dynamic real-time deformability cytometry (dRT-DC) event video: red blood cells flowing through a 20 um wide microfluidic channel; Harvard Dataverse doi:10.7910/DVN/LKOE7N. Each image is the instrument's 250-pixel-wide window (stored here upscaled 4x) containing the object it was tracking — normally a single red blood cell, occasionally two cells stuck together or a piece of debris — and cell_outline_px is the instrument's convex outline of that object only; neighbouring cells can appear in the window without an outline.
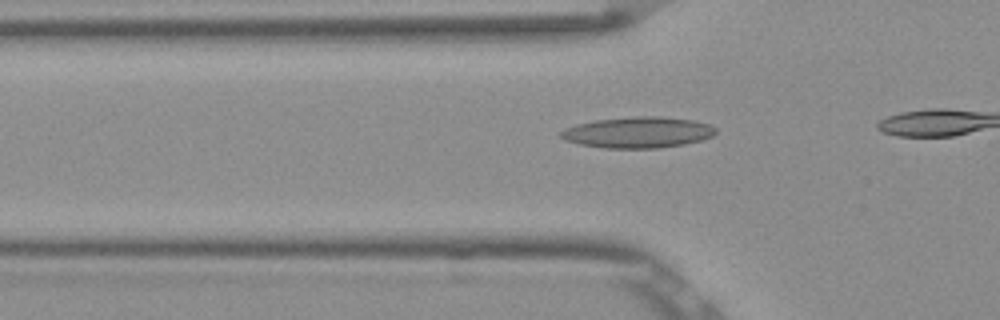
{"species": "Egyptian fruit bat (a non-hibernating species)", "species_latin": "Rousettus aegyptiacus", "temperature_condition": "room temperature", "stored_images_in_passage": 19, "camera_frame_rate_fps": 3000, "um_per_image_px": 0.085, "frame": {"image": 1, "passage_image": 14, "time_ms": 4.333, "image_size_px": [1000, 320], "cell_outline_px": [[716, 132], [712, 136], [700, 140], [684, 144], [660, 148], [604, 148], [580, 144], [564, 140], [560, 136], [560, 132], [564, 128], [576, 124], [596, 120], [632, 116], [660, 116], [692, 120], [712, 124], [716, 128]], "centroid_in_image_um": [54.22, 11.25], "position_along_channel_um": 71.6, "area_um2": 28.15}}